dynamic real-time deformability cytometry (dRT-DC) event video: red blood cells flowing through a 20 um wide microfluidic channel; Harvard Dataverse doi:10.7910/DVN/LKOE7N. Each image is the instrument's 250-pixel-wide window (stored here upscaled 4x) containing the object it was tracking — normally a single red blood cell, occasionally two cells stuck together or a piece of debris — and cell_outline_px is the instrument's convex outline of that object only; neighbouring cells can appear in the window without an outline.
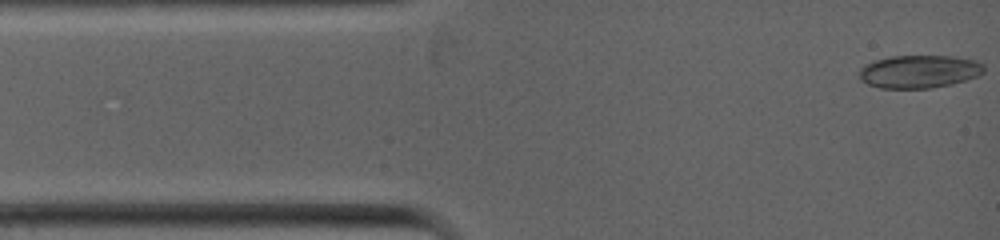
{"species": "common noctule bat (a hibernating species)", "species_latin": "Nyctalus noctula", "temperature_condition": "warm", "stored_images_in_passage": 10, "camera_frame_rate_fps": 5000, "um_per_image_px": 0.085, "animal": {"sex": "female", "body_mass_g": 19.0, "forearm_length_mm": 53.3}, "frame": {"image": 1, "passage_image": 1, "time_ms": 0.0, "image_size_px": [1000, 240], "cell_outline_px": [[984, 72], [976, 76], [952, 84], [932, 88], [880, 88], [868, 84], [860, 80], [860, 68], [864, 64], [888, 56], [952, 56], [976, 60], [984, 64]], "centroid_in_image_um": [78.12, 6.07], "position_along_channel_um": 6.9, "area_um2": 23.99}}
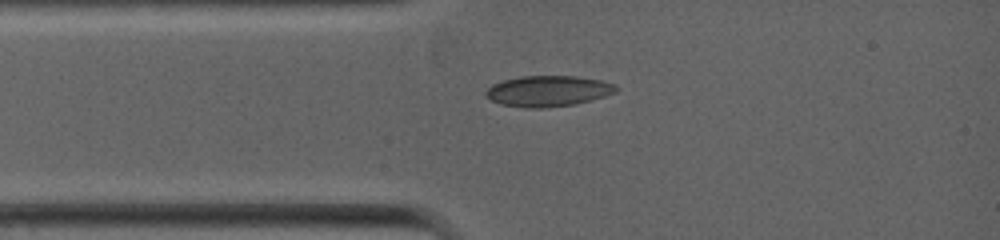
{"frame": {"image": 2, "passage_image": 10, "time_ms": 1.8, "image_size_px": [1000, 240], "cell_outline_px": [[620, 88], [616, 92], [592, 100], [576, 104], [544, 108], [524, 108], [500, 104], [484, 96], [484, 92], [492, 84], [504, 80], [520, 76], [576, 76], [600, 80], [616, 84]], "centroid_in_image_um": [46.59, 7.74], "position_along_channel_um": 38.4, "area_um2": 23.64}}